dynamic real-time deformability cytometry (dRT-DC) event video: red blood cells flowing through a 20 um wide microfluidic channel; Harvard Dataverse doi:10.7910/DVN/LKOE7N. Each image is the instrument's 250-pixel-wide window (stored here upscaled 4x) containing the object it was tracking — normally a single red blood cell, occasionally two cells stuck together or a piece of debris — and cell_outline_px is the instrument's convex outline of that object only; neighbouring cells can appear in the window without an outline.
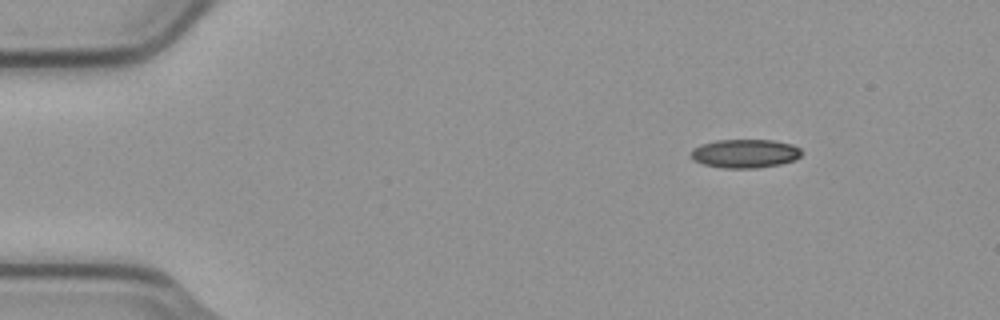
{"species": "common noctule bat (a hibernating species)", "species_latin": "Nyctalus noctula", "temperature_condition": "cold", "stored_images_in_passage": 5, "camera_frame_rate_fps": 3000, "um_per_image_px": 0.085, "animal": {"sex": "male", "body_mass_g": 23.1, "forearm_length_mm": 52.7}, "frame": {"image": 1, "passage_image": 1, "time_ms": 0.0, "image_size_px": [1000, 320], "cell_outline_px": [[800, 156], [796, 160], [780, 164], [756, 168], [724, 168], [704, 164], [692, 160], [692, 148], [700, 144], [716, 140], [772, 140], [792, 144], [800, 148]], "centroid_in_image_um": [63.32, 13.05], "position_along_channel_um": 21.7, "area_um2": 18.5}}
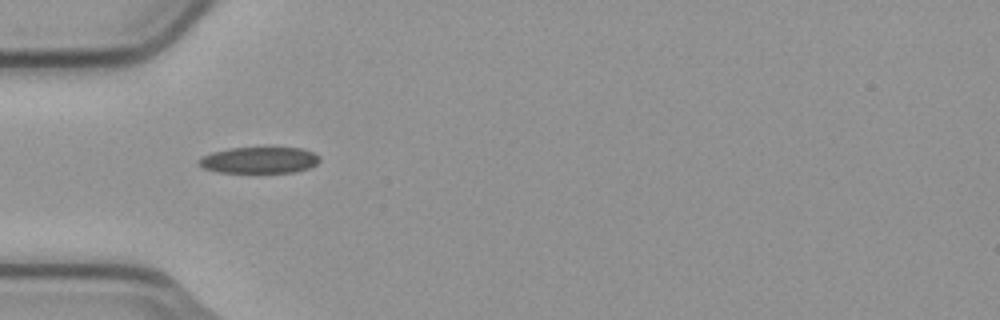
{"frame": {"image": 2, "passage_image": 4, "time_ms": 1.0, "image_size_px": [1000, 320], "cell_outline_px": [[320, 160], [316, 164], [308, 168], [292, 172], [216, 172], [204, 168], [196, 164], [204, 156], [212, 152], [232, 148], [304, 148], [320, 156]], "centroid_in_image_um": [22.05, 13.61], "position_along_channel_um": 63.0, "area_um2": 18.32}}
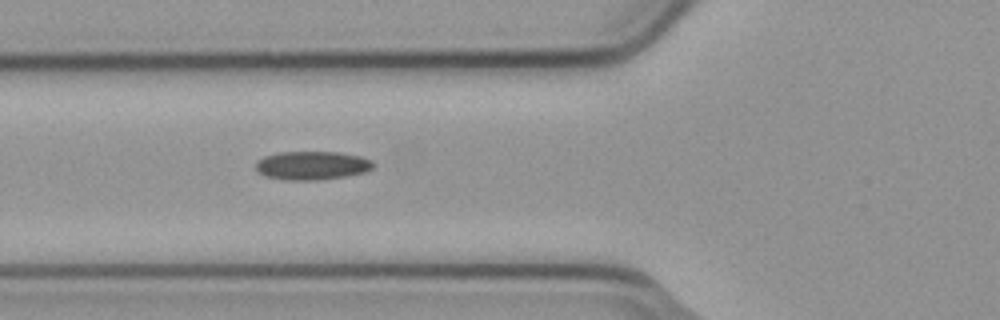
{"frame": {"image": 3, "passage_image": 5, "time_ms": 1.333, "image_size_px": [1000, 320], "cell_outline_px": [[372, 168], [364, 172], [344, 176], [316, 180], [288, 180], [264, 176], [256, 168], [256, 160], [264, 156], [280, 152], [340, 152], [360, 156], [372, 160]], "centroid_in_image_um": [26.49, 14.06], "position_along_channel_um": 99.3, "area_um2": 19.42}}